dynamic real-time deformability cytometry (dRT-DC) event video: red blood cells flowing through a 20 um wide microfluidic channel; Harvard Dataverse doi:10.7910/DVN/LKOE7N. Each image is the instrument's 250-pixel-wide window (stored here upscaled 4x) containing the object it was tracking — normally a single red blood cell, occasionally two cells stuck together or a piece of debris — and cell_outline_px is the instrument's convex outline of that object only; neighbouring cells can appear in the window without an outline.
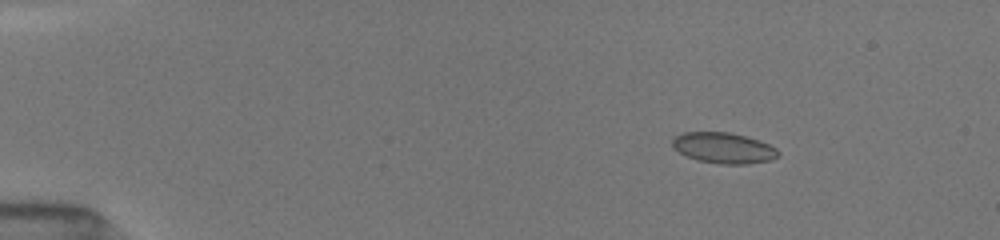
{"species": "common noctule bat (a hibernating species)", "species_latin": "Nyctalus noctula", "temperature_condition": "room temperature", "stored_images_in_passage": 18, "camera_frame_rate_fps": 3000, "um_per_image_px": 0.085, "animal": {"sex": "female", "body_mass_g": 19.5, "forearm_length_mm": 54.1}, "frame": {"image": 1, "passage_image": 1, "time_ms": 0.0, "image_size_px": [1000, 240], "cell_outline_px": [[780, 152], [776, 156], [768, 160], [748, 164], [720, 164], [696, 160], [680, 152], [672, 144], [672, 140], [676, 136], [684, 132], [728, 132], [744, 136], [768, 144], [776, 148]], "centroid_in_image_um": [61.49, 12.58], "position_along_channel_um": 23.5, "area_um2": 18.61}}
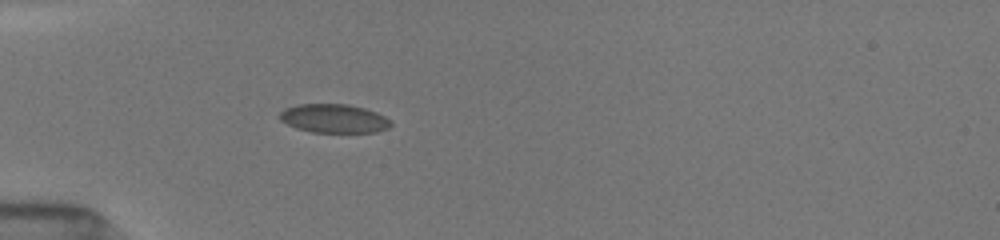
{"frame": {"image": 2, "passage_image": 15, "time_ms": 3.0, "image_size_px": [1000, 240], "cell_outline_px": [[392, 124], [388, 128], [376, 132], [312, 132], [296, 128], [280, 120], [280, 112], [284, 108], [300, 104], [348, 104], [364, 108], [376, 112], [392, 120]], "centroid_in_image_um": [28.4, 10.07], "position_along_channel_um": 56.6, "area_um2": 18.61}}